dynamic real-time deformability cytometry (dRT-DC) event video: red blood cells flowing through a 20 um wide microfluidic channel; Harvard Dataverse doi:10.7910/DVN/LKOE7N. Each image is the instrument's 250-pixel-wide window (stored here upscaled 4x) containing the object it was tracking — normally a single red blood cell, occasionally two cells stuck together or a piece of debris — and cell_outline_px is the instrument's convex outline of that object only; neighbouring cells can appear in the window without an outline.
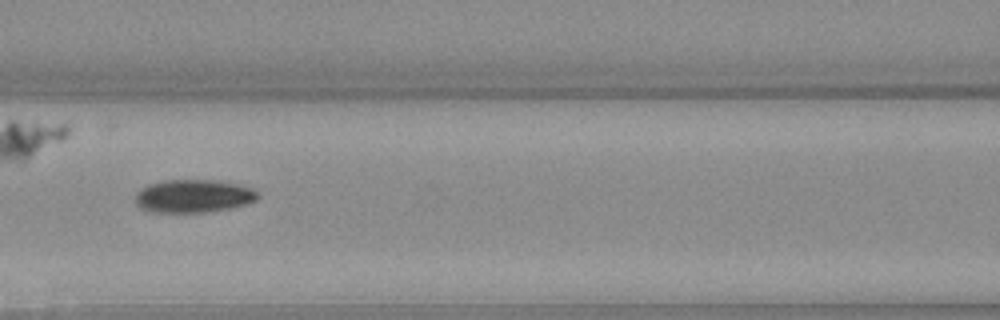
{"species": "Egyptian fruit bat (a non-hibernating species)", "species_latin": "Rousettus aegyptiacus", "temperature_condition": "warm", "stored_images_in_passage": 35, "camera_frame_rate_fps": 3000, "um_per_image_px": 0.085, "animal": {"sex": "female"}, "frame": {"image": 1, "passage_image": 11, "time_ms": 3.333, "image_size_px": [1000, 320], "cell_outline_px": [[260, 196], [256, 200], [244, 204], [228, 208], [204, 212], [152, 212], [140, 208], [136, 204], [136, 192], [140, 188], [148, 184], [164, 180], [220, 180], [240, 184], [252, 188]], "centroid_in_image_um": [16.42, 16.65], "position_along_channel_um": 150.2, "area_um2": 23.64}}
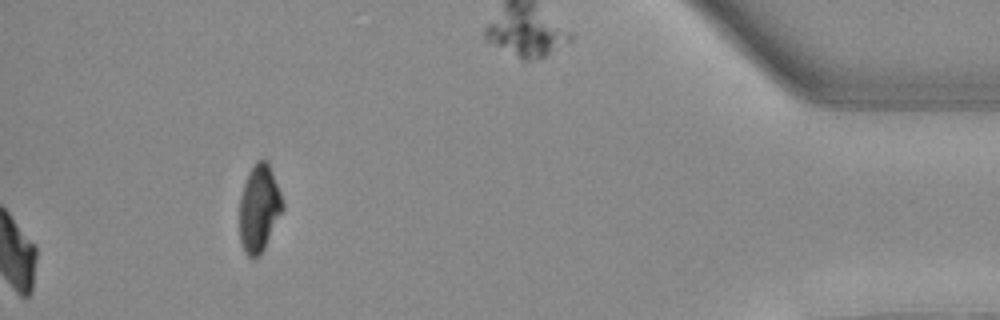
{"frame": {"image": 2, "passage_image": 35, "time_ms": 11.333, "image_size_px": [1000, 320], "cell_outline_px": [[284, 208], [264, 248], [252, 260], [248, 256], [240, 240], [240, 200], [244, 184], [256, 160], [268, 160], [280, 192], [284, 204]], "centroid_in_image_um": [22.04, 17.69], "position_along_channel_um": 413.2, "area_um2": 21.44}, "authors_computed_cell_mechanics": {"area_um2": 23.5246, "velocity_mm_per_s": 4.0181, "shape_relaxation_time_tau1_ms": 2.3221, "shape_relaxation_time_tau2_ms": null, "deformation_change_tau1": 0.1447, "deformation_change_tau2": null}}